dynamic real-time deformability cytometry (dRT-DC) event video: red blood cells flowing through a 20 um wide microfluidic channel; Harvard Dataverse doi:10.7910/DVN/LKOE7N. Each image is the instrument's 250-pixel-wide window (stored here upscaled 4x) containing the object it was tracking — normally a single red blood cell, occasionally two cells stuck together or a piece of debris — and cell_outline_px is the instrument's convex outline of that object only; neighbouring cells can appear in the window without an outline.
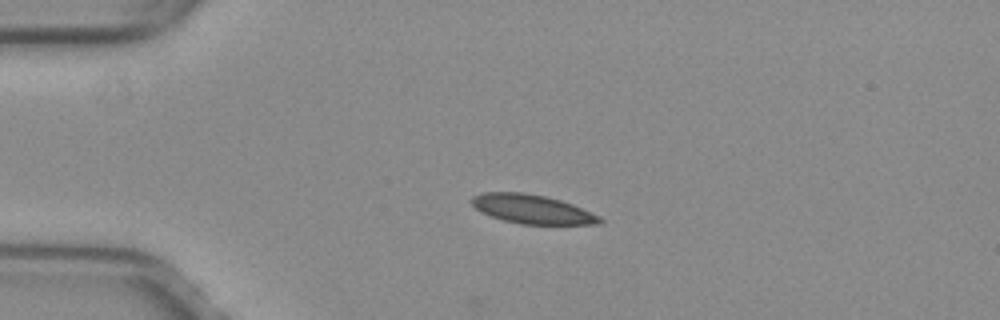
{"species": "common noctule bat (a hibernating species)", "species_latin": "Nyctalus noctula", "temperature_condition": "warm", "stored_images_in_passage": 35, "camera_frame_rate_fps": 3000, "um_per_image_px": 0.085, "animal": {"sex": "female", "body_mass_g": 29.2, "forearm_length_mm": 56.3}, "frame": {"image": 1, "passage_image": 1, "time_ms": 0.0, "image_size_px": [1000, 320], "cell_outline_px": [[604, 220], [600, 224], [520, 224], [504, 220], [492, 216], [476, 208], [472, 204], [472, 196], [480, 192], [524, 192], [544, 196], [560, 200], [572, 204], [600, 216]], "centroid_in_image_um": [45.24, 17.77], "position_along_channel_um": 39.8, "area_um2": 21.44}}
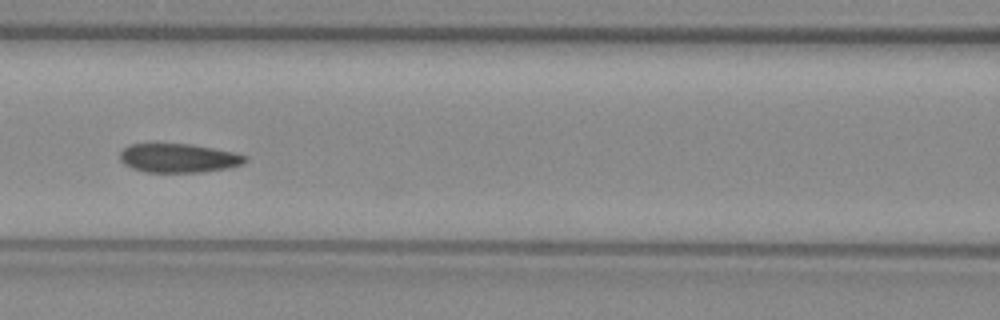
{"frame": {"image": 2, "passage_image": 12, "time_ms": 3.667, "image_size_px": [1000, 320], "cell_outline_px": [[248, 160], [244, 164], [228, 168], [204, 172], [148, 172], [132, 168], [124, 164], [120, 160], [120, 152], [124, 148], [132, 144], [192, 144], [236, 152], [248, 156]], "centroid_in_image_um": [15.24, 13.44], "position_along_channel_um": 151.4, "area_um2": 21.27}}
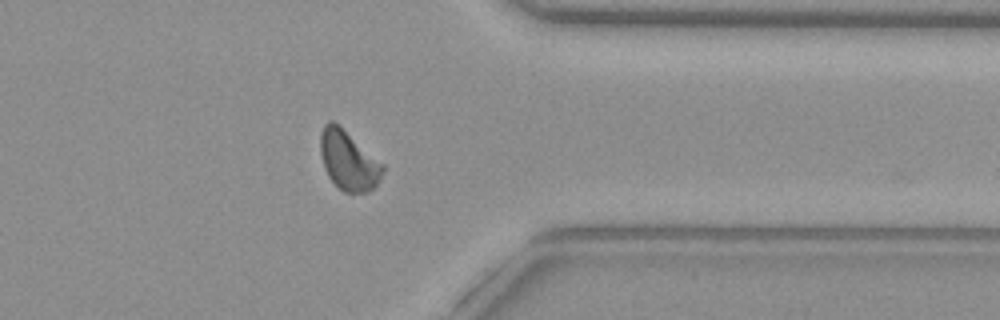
{"frame": {"image": 3, "passage_image": 30, "time_ms": 9.667, "image_size_px": [1000, 320], "cell_outline_px": [[384, 172], [380, 180], [368, 192], [344, 192], [328, 176], [324, 168], [320, 152], [320, 132], [324, 124], [328, 120], [332, 120], [384, 164]], "centroid_in_image_um": [29.61, 13.64], "position_along_channel_um": 381.8, "area_um2": 21.33}, "authors_computed_cell_mechanics": {"area_um2": 21.5594, "velocity_mm_per_s": 3.9899, "shape_relaxation_time_tau1_ms": 9.7843, "shape_relaxation_time_tau2_ms": 2.1847, "deformation_change_tau1": 0.1662, "deformation_change_tau2": 0.0577}}